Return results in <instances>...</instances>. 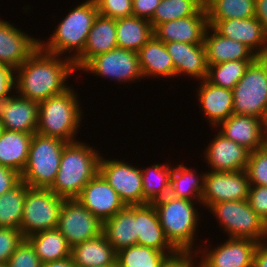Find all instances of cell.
<instances>
[{
  "label": "cell",
  "instance_id": "7dc6e473",
  "mask_svg": "<svg viewBox=\"0 0 267 267\" xmlns=\"http://www.w3.org/2000/svg\"><path fill=\"white\" fill-rule=\"evenodd\" d=\"M21 181V174L0 165V196L14 188Z\"/></svg>",
  "mask_w": 267,
  "mask_h": 267
},
{
  "label": "cell",
  "instance_id": "e0dca14e",
  "mask_svg": "<svg viewBox=\"0 0 267 267\" xmlns=\"http://www.w3.org/2000/svg\"><path fill=\"white\" fill-rule=\"evenodd\" d=\"M208 18L205 6L196 14L169 22H163L153 29L154 36L164 42H183L188 44H203L208 28Z\"/></svg>",
  "mask_w": 267,
  "mask_h": 267
},
{
  "label": "cell",
  "instance_id": "7c38bea8",
  "mask_svg": "<svg viewBox=\"0 0 267 267\" xmlns=\"http://www.w3.org/2000/svg\"><path fill=\"white\" fill-rule=\"evenodd\" d=\"M99 173L118 193L125 206L143 204L141 169L125 161L100 157Z\"/></svg>",
  "mask_w": 267,
  "mask_h": 267
},
{
  "label": "cell",
  "instance_id": "d4e9b609",
  "mask_svg": "<svg viewBox=\"0 0 267 267\" xmlns=\"http://www.w3.org/2000/svg\"><path fill=\"white\" fill-rule=\"evenodd\" d=\"M210 29L211 32L213 31L212 34H210ZM203 44L208 65L232 60H255L258 57L245 44L223 37L211 26L206 29Z\"/></svg>",
  "mask_w": 267,
  "mask_h": 267
},
{
  "label": "cell",
  "instance_id": "f907efd6",
  "mask_svg": "<svg viewBox=\"0 0 267 267\" xmlns=\"http://www.w3.org/2000/svg\"><path fill=\"white\" fill-rule=\"evenodd\" d=\"M41 267H76L72 257L43 263Z\"/></svg>",
  "mask_w": 267,
  "mask_h": 267
},
{
  "label": "cell",
  "instance_id": "5bb4252c",
  "mask_svg": "<svg viewBox=\"0 0 267 267\" xmlns=\"http://www.w3.org/2000/svg\"><path fill=\"white\" fill-rule=\"evenodd\" d=\"M135 221H137V245L162 251L176 264L185 259L165 237L153 203L135 205Z\"/></svg>",
  "mask_w": 267,
  "mask_h": 267
},
{
  "label": "cell",
  "instance_id": "f6af8a7d",
  "mask_svg": "<svg viewBox=\"0 0 267 267\" xmlns=\"http://www.w3.org/2000/svg\"><path fill=\"white\" fill-rule=\"evenodd\" d=\"M15 87V71L3 64H0V101L10 97Z\"/></svg>",
  "mask_w": 267,
  "mask_h": 267
},
{
  "label": "cell",
  "instance_id": "8992f818",
  "mask_svg": "<svg viewBox=\"0 0 267 267\" xmlns=\"http://www.w3.org/2000/svg\"><path fill=\"white\" fill-rule=\"evenodd\" d=\"M67 143L60 138L34 133L21 180L32 188H50L56 179L62 151Z\"/></svg>",
  "mask_w": 267,
  "mask_h": 267
},
{
  "label": "cell",
  "instance_id": "2e32d148",
  "mask_svg": "<svg viewBox=\"0 0 267 267\" xmlns=\"http://www.w3.org/2000/svg\"><path fill=\"white\" fill-rule=\"evenodd\" d=\"M259 243L250 239L229 238L207 252L199 250L202 260L198 267H253L254 252ZM219 246V247H218Z\"/></svg>",
  "mask_w": 267,
  "mask_h": 267
},
{
  "label": "cell",
  "instance_id": "60d3db41",
  "mask_svg": "<svg viewBox=\"0 0 267 267\" xmlns=\"http://www.w3.org/2000/svg\"><path fill=\"white\" fill-rule=\"evenodd\" d=\"M42 263L38 258L34 247L24 239L10 256L7 267H41Z\"/></svg>",
  "mask_w": 267,
  "mask_h": 267
},
{
  "label": "cell",
  "instance_id": "8d00e7d4",
  "mask_svg": "<svg viewBox=\"0 0 267 267\" xmlns=\"http://www.w3.org/2000/svg\"><path fill=\"white\" fill-rule=\"evenodd\" d=\"M27 184L22 180L0 196V227L20 230Z\"/></svg>",
  "mask_w": 267,
  "mask_h": 267
},
{
  "label": "cell",
  "instance_id": "3957f363",
  "mask_svg": "<svg viewBox=\"0 0 267 267\" xmlns=\"http://www.w3.org/2000/svg\"><path fill=\"white\" fill-rule=\"evenodd\" d=\"M194 204L170 194L153 202L165 237L185 259L194 258L193 242L200 215Z\"/></svg>",
  "mask_w": 267,
  "mask_h": 267
},
{
  "label": "cell",
  "instance_id": "d6986e66",
  "mask_svg": "<svg viewBox=\"0 0 267 267\" xmlns=\"http://www.w3.org/2000/svg\"><path fill=\"white\" fill-rule=\"evenodd\" d=\"M213 28L223 37L245 44L258 57H267V34L255 16L219 20Z\"/></svg>",
  "mask_w": 267,
  "mask_h": 267
},
{
  "label": "cell",
  "instance_id": "4316f807",
  "mask_svg": "<svg viewBox=\"0 0 267 267\" xmlns=\"http://www.w3.org/2000/svg\"><path fill=\"white\" fill-rule=\"evenodd\" d=\"M103 233L115 252L137 245L135 205L125 206L115 216L103 222Z\"/></svg>",
  "mask_w": 267,
  "mask_h": 267
},
{
  "label": "cell",
  "instance_id": "44dd1931",
  "mask_svg": "<svg viewBox=\"0 0 267 267\" xmlns=\"http://www.w3.org/2000/svg\"><path fill=\"white\" fill-rule=\"evenodd\" d=\"M250 152L218 132L204 153L211 171L233 172L246 169Z\"/></svg>",
  "mask_w": 267,
  "mask_h": 267
},
{
  "label": "cell",
  "instance_id": "6da1fadb",
  "mask_svg": "<svg viewBox=\"0 0 267 267\" xmlns=\"http://www.w3.org/2000/svg\"><path fill=\"white\" fill-rule=\"evenodd\" d=\"M75 71L70 56H65L63 61L59 55L47 53L38 47L15 70V90H18V95L40 103L68 90L70 87L65 82Z\"/></svg>",
  "mask_w": 267,
  "mask_h": 267
},
{
  "label": "cell",
  "instance_id": "d590c367",
  "mask_svg": "<svg viewBox=\"0 0 267 267\" xmlns=\"http://www.w3.org/2000/svg\"><path fill=\"white\" fill-rule=\"evenodd\" d=\"M204 6L208 25L211 27L219 20L245 19L255 16V0H210Z\"/></svg>",
  "mask_w": 267,
  "mask_h": 267
},
{
  "label": "cell",
  "instance_id": "11a10c76",
  "mask_svg": "<svg viewBox=\"0 0 267 267\" xmlns=\"http://www.w3.org/2000/svg\"><path fill=\"white\" fill-rule=\"evenodd\" d=\"M204 5H206L210 0H200Z\"/></svg>",
  "mask_w": 267,
  "mask_h": 267
},
{
  "label": "cell",
  "instance_id": "836d02e7",
  "mask_svg": "<svg viewBox=\"0 0 267 267\" xmlns=\"http://www.w3.org/2000/svg\"><path fill=\"white\" fill-rule=\"evenodd\" d=\"M192 168L184 165L173 167L171 172L170 195L175 198L200 202L204 190V173L197 178Z\"/></svg>",
  "mask_w": 267,
  "mask_h": 267
},
{
  "label": "cell",
  "instance_id": "bcb514c9",
  "mask_svg": "<svg viewBox=\"0 0 267 267\" xmlns=\"http://www.w3.org/2000/svg\"><path fill=\"white\" fill-rule=\"evenodd\" d=\"M161 0H132L133 16L150 20Z\"/></svg>",
  "mask_w": 267,
  "mask_h": 267
},
{
  "label": "cell",
  "instance_id": "db71d44e",
  "mask_svg": "<svg viewBox=\"0 0 267 267\" xmlns=\"http://www.w3.org/2000/svg\"><path fill=\"white\" fill-rule=\"evenodd\" d=\"M3 130H4V128H3V124H2L1 121H0V136H1Z\"/></svg>",
  "mask_w": 267,
  "mask_h": 267
},
{
  "label": "cell",
  "instance_id": "4fadbf2b",
  "mask_svg": "<svg viewBox=\"0 0 267 267\" xmlns=\"http://www.w3.org/2000/svg\"><path fill=\"white\" fill-rule=\"evenodd\" d=\"M80 70L91 72L94 75L104 76L118 82L141 79L138 53L116 47L113 50L96 55Z\"/></svg>",
  "mask_w": 267,
  "mask_h": 267
},
{
  "label": "cell",
  "instance_id": "ffe728a7",
  "mask_svg": "<svg viewBox=\"0 0 267 267\" xmlns=\"http://www.w3.org/2000/svg\"><path fill=\"white\" fill-rule=\"evenodd\" d=\"M39 103L20 95L0 101V121L6 130L36 133Z\"/></svg>",
  "mask_w": 267,
  "mask_h": 267
},
{
  "label": "cell",
  "instance_id": "f35d334b",
  "mask_svg": "<svg viewBox=\"0 0 267 267\" xmlns=\"http://www.w3.org/2000/svg\"><path fill=\"white\" fill-rule=\"evenodd\" d=\"M254 60H232L229 62L208 65L206 80L211 84L232 90L243 77L246 68Z\"/></svg>",
  "mask_w": 267,
  "mask_h": 267
},
{
  "label": "cell",
  "instance_id": "681fc988",
  "mask_svg": "<svg viewBox=\"0 0 267 267\" xmlns=\"http://www.w3.org/2000/svg\"><path fill=\"white\" fill-rule=\"evenodd\" d=\"M255 17L261 22L267 34V0H255Z\"/></svg>",
  "mask_w": 267,
  "mask_h": 267
},
{
  "label": "cell",
  "instance_id": "8fae6325",
  "mask_svg": "<svg viewBox=\"0 0 267 267\" xmlns=\"http://www.w3.org/2000/svg\"><path fill=\"white\" fill-rule=\"evenodd\" d=\"M249 189L250 181L245 170L207 171L204 173L201 203L209 208L219 202L247 200Z\"/></svg>",
  "mask_w": 267,
  "mask_h": 267
},
{
  "label": "cell",
  "instance_id": "7bdbcfd3",
  "mask_svg": "<svg viewBox=\"0 0 267 267\" xmlns=\"http://www.w3.org/2000/svg\"><path fill=\"white\" fill-rule=\"evenodd\" d=\"M24 239L20 230L0 227V263L7 264L10 256Z\"/></svg>",
  "mask_w": 267,
  "mask_h": 267
},
{
  "label": "cell",
  "instance_id": "c3c4849f",
  "mask_svg": "<svg viewBox=\"0 0 267 267\" xmlns=\"http://www.w3.org/2000/svg\"><path fill=\"white\" fill-rule=\"evenodd\" d=\"M260 242L254 252L253 267H267V243Z\"/></svg>",
  "mask_w": 267,
  "mask_h": 267
},
{
  "label": "cell",
  "instance_id": "9c48e42d",
  "mask_svg": "<svg viewBox=\"0 0 267 267\" xmlns=\"http://www.w3.org/2000/svg\"><path fill=\"white\" fill-rule=\"evenodd\" d=\"M64 200L49 188H32L27 185L20 226L24 238L44 230L56 229Z\"/></svg>",
  "mask_w": 267,
  "mask_h": 267
},
{
  "label": "cell",
  "instance_id": "7402d4cb",
  "mask_svg": "<svg viewBox=\"0 0 267 267\" xmlns=\"http://www.w3.org/2000/svg\"><path fill=\"white\" fill-rule=\"evenodd\" d=\"M217 126L222 128L219 133L225 138L246 147L251 152L262 148L267 123L258 117L233 114Z\"/></svg>",
  "mask_w": 267,
  "mask_h": 267
},
{
  "label": "cell",
  "instance_id": "816d5d0a",
  "mask_svg": "<svg viewBox=\"0 0 267 267\" xmlns=\"http://www.w3.org/2000/svg\"><path fill=\"white\" fill-rule=\"evenodd\" d=\"M193 258L191 259H184L182 262L177 263L174 267H196L194 266Z\"/></svg>",
  "mask_w": 267,
  "mask_h": 267
},
{
  "label": "cell",
  "instance_id": "d6a6232c",
  "mask_svg": "<svg viewBox=\"0 0 267 267\" xmlns=\"http://www.w3.org/2000/svg\"><path fill=\"white\" fill-rule=\"evenodd\" d=\"M117 267H174L176 263L164 252L132 245L117 252Z\"/></svg>",
  "mask_w": 267,
  "mask_h": 267
},
{
  "label": "cell",
  "instance_id": "ba28073f",
  "mask_svg": "<svg viewBox=\"0 0 267 267\" xmlns=\"http://www.w3.org/2000/svg\"><path fill=\"white\" fill-rule=\"evenodd\" d=\"M208 209L216 216L229 238L267 241V224L252 210L248 200L219 202Z\"/></svg>",
  "mask_w": 267,
  "mask_h": 267
},
{
  "label": "cell",
  "instance_id": "cb8c5ba5",
  "mask_svg": "<svg viewBox=\"0 0 267 267\" xmlns=\"http://www.w3.org/2000/svg\"><path fill=\"white\" fill-rule=\"evenodd\" d=\"M117 46L116 20L98 14L88 34L83 52L73 61L75 69H81L96 55L109 52Z\"/></svg>",
  "mask_w": 267,
  "mask_h": 267
},
{
  "label": "cell",
  "instance_id": "ac0fdd59",
  "mask_svg": "<svg viewBox=\"0 0 267 267\" xmlns=\"http://www.w3.org/2000/svg\"><path fill=\"white\" fill-rule=\"evenodd\" d=\"M39 41L9 22L0 20V64L15 71L37 50Z\"/></svg>",
  "mask_w": 267,
  "mask_h": 267
},
{
  "label": "cell",
  "instance_id": "52a82bcc",
  "mask_svg": "<svg viewBox=\"0 0 267 267\" xmlns=\"http://www.w3.org/2000/svg\"><path fill=\"white\" fill-rule=\"evenodd\" d=\"M233 90L234 114L258 117L267 123V57H257Z\"/></svg>",
  "mask_w": 267,
  "mask_h": 267
},
{
  "label": "cell",
  "instance_id": "484cf974",
  "mask_svg": "<svg viewBox=\"0 0 267 267\" xmlns=\"http://www.w3.org/2000/svg\"><path fill=\"white\" fill-rule=\"evenodd\" d=\"M200 83L197 91L199 104L211 125L217 127L234 114L233 90L215 86L206 79Z\"/></svg>",
  "mask_w": 267,
  "mask_h": 267
},
{
  "label": "cell",
  "instance_id": "83f0119b",
  "mask_svg": "<svg viewBox=\"0 0 267 267\" xmlns=\"http://www.w3.org/2000/svg\"><path fill=\"white\" fill-rule=\"evenodd\" d=\"M71 257L76 267L116 266L117 253L104 233L72 247Z\"/></svg>",
  "mask_w": 267,
  "mask_h": 267
},
{
  "label": "cell",
  "instance_id": "5b68a950",
  "mask_svg": "<svg viewBox=\"0 0 267 267\" xmlns=\"http://www.w3.org/2000/svg\"><path fill=\"white\" fill-rule=\"evenodd\" d=\"M78 102L73 88L40 102L36 132L44 136L60 138L66 142L76 141L74 135L78 133L82 120V111Z\"/></svg>",
  "mask_w": 267,
  "mask_h": 267
},
{
  "label": "cell",
  "instance_id": "f546056e",
  "mask_svg": "<svg viewBox=\"0 0 267 267\" xmlns=\"http://www.w3.org/2000/svg\"><path fill=\"white\" fill-rule=\"evenodd\" d=\"M33 134L4 129L0 136V165L18 173L24 170Z\"/></svg>",
  "mask_w": 267,
  "mask_h": 267
},
{
  "label": "cell",
  "instance_id": "1f68e13d",
  "mask_svg": "<svg viewBox=\"0 0 267 267\" xmlns=\"http://www.w3.org/2000/svg\"><path fill=\"white\" fill-rule=\"evenodd\" d=\"M26 239L42 264L71 257L72 247L57 228L35 233Z\"/></svg>",
  "mask_w": 267,
  "mask_h": 267
},
{
  "label": "cell",
  "instance_id": "9f6ffc18",
  "mask_svg": "<svg viewBox=\"0 0 267 267\" xmlns=\"http://www.w3.org/2000/svg\"><path fill=\"white\" fill-rule=\"evenodd\" d=\"M0 267H7V264L0 263Z\"/></svg>",
  "mask_w": 267,
  "mask_h": 267
},
{
  "label": "cell",
  "instance_id": "4dcf8cb0",
  "mask_svg": "<svg viewBox=\"0 0 267 267\" xmlns=\"http://www.w3.org/2000/svg\"><path fill=\"white\" fill-rule=\"evenodd\" d=\"M149 20L131 16L116 20L117 46L138 52L153 36Z\"/></svg>",
  "mask_w": 267,
  "mask_h": 267
},
{
  "label": "cell",
  "instance_id": "b9f144b4",
  "mask_svg": "<svg viewBox=\"0 0 267 267\" xmlns=\"http://www.w3.org/2000/svg\"><path fill=\"white\" fill-rule=\"evenodd\" d=\"M98 14L115 20L133 16L132 0H95Z\"/></svg>",
  "mask_w": 267,
  "mask_h": 267
},
{
  "label": "cell",
  "instance_id": "74e56055",
  "mask_svg": "<svg viewBox=\"0 0 267 267\" xmlns=\"http://www.w3.org/2000/svg\"><path fill=\"white\" fill-rule=\"evenodd\" d=\"M203 7L200 0H161L149 21L154 29L163 22L196 15Z\"/></svg>",
  "mask_w": 267,
  "mask_h": 267
},
{
  "label": "cell",
  "instance_id": "f1b7e54d",
  "mask_svg": "<svg viewBox=\"0 0 267 267\" xmlns=\"http://www.w3.org/2000/svg\"><path fill=\"white\" fill-rule=\"evenodd\" d=\"M142 77H175L173 61L165 43L154 35L137 52Z\"/></svg>",
  "mask_w": 267,
  "mask_h": 267
},
{
  "label": "cell",
  "instance_id": "f5cc1de1",
  "mask_svg": "<svg viewBox=\"0 0 267 267\" xmlns=\"http://www.w3.org/2000/svg\"><path fill=\"white\" fill-rule=\"evenodd\" d=\"M266 153H267V128L265 130V134L263 137V143H262V148Z\"/></svg>",
  "mask_w": 267,
  "mask_h": 267
},
{
  "label": "cell",
  "instance_id": "e575fe53",
  "mask_svg": "<svg viewBox=\"0 0 267 267\" xmlns=\"http://www.w3.org/2000/svg\"><path fill=\"white\" fill-rule=\"evenodd\" d=\"M172 169L168 164H154L146 169L141 168L143 204L153 203L170 194Z\"/></svg>",
  "mask_w": 267,
  "mask_h": 267
},
{
  "label": "cell",
  "instance_id": "ab89813d",
  "mask_svg": "<svg viewBox=\"0 0 267 267\" xmlns=\"http://www.w3.org/2000/svg\"><path fill=\"white\" fill-rule=\"evenodd\" d=\"M245 171L250 185L267 187V153L263 149L250 152Z\"/></svg>",
  "mask_w": 267,
  "mask_h": 267
},
{
  "label": "cell",
  "instance_id": "277c9868",
  "mask_svg": "<svg viewBox=\"0 0 267 267\" xmlns=\"http://www.w3.org/2000/svg\"><path fill=\"white\" fill-rule=\"evenodd\" d=\"M69 12L47 43L39 41V47L47 53L59 56L75 50L72 54H76L70 57L74 61L83 52L98 9L95 0H87Z\"/></svg>",
  "mask_w": 267,
  "mask_h": 267
},
{
  "label": "cell",
  "instance_id": "30bf717a",
  "mask_svg": "<svg viewBox=\"0 0 267 267\" xmlns=\"http://www.w3.org/2000/svg\"><path fill=\"white\" fill-rule=\"evenodd\" d=\"M57 229L73 247L103 233V222L75 199H65L59 214Z\"/></svg>",
  "mask_w": 267,
  "mask_h": 267
},
{
  "label": "cell",
  "instance_id": "ee69618b",
  "mask_svg": "<svg viewBox=\"0 0 267 267\" xmlns=\"http://www.w3.org/2000/svg\"><path fill=\"white\" fill-rule=\"evenodd\" d=\"M247 200L252 210L267 224V187L250 185Z\"/></svg>",
  "mask_w": 267,
  "mask_h": 267
},
{
  "label": "cell",
  "instance_id": "7a4b0ae2",
  "mask_svg": "<svg viewBox=\"0 0 267 267\" xmlns=\"http://www.w3.org/2000/svg\"><path fill=\"white\" fill-rule=\"evenodd\" d=\"M99 154L80 141L68 142L62 151L56 179L49 189L65 199L77 198L99 172Z\"/></svg>",
  "mask_w": 267,
  "mask_h": 267
},
{
  "label": "cell",
  "instance_id": "9a60e30c",
  "mask_svg": "<svg viewBox=\"0 0 267 267\" xmlns=\"http://www.w3.org/2000/svg\"><path fill=\"white\" fill-rule=\"evenodd\" d=\"M76 199L102 222L125 207L118 193L99 172L84 186Z\"/></svg>",
  "mask_w": 267,
  "mask_h": 267
},
{
  "label": "cell",
  "instance_id": "603a6c76",
  "mask_svg": "<svg viewBox=\"0 0 267 267\" xmlns=\"http://www.w3.org/2000/svg\"><path fill=\"white\" fill-rule=\"evenodd\" d=\"M165 46L172 58L176 77L185 74L200 80L207 78L208 64L204 44L168 42Z\"/></svg>",
  "mask_w": 267,
  "mask_h": 267
}]
</instances>
